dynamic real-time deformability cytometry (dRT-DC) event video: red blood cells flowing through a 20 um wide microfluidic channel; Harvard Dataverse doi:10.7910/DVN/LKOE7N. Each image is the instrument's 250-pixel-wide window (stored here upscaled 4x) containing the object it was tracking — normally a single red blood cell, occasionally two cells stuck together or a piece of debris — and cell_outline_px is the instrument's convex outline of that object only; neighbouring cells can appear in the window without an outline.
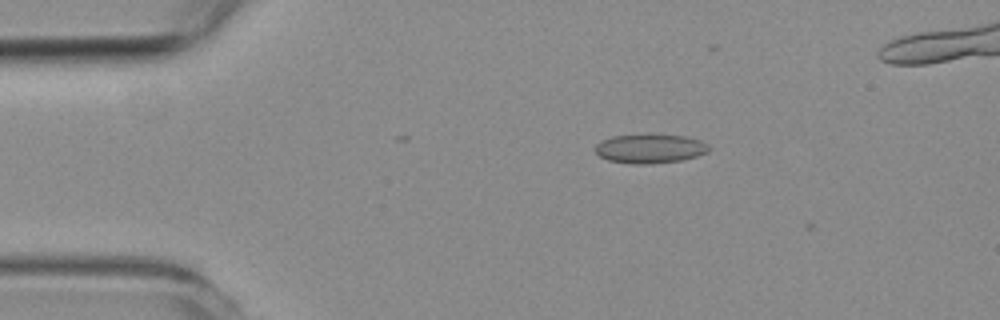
{"species": "common noctule bat (a hibernating species)", "species_latin": "Nyctalus noctula", "temperature_condition": "room temperature", "stored_images_in_passage": 5, "camera_frame_rate_fps": 3000, "um_per_image_px": 0.085, "animal": {"sex": "female", "body_mass_g": 19.3, "forearm_length_mm": 54.1}, "frame": {"image": 1, "passage_image": 3, "time_ms": 0.667, "image_size_px": [1000, 320], "cell_outline_px": [[708, 152], [696, 156], [680, 160], [648, 164], [632, 164], [608, 160], [600, 156], [596, 152], [596, 144], [612, 136], [684, 136], [700, 140], [708, 144]], "centroid_in_image_um": [55.25, 12.66], "position_along_channel_um": 29.7, "area_um2": 18.61}}